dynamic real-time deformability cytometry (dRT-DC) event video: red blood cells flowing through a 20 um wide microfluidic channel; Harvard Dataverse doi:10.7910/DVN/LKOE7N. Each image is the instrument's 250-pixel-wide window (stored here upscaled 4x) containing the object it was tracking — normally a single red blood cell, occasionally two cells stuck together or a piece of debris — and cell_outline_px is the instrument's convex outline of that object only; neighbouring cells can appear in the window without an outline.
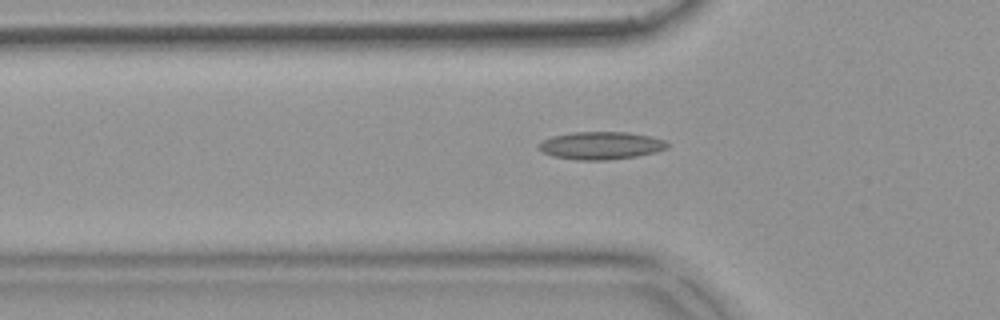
{"species": "common noctule bat (a hibernating species)", "species_latin": "Nyctalus noctula", "temperature_condition": "warm", "stored_images_in_passage": 54, "camera_frame_rate_fps": 3000, "um_per_image_px": 0.085, "animal": {"sex": "female", "body_mass_g": 18.4}, "frame": {"image": 1, "passage_image": 18, "time_ms": 5.667, "image_size_px": [1000, 320], "cell_outline_px": [[668, 148], [656, 152], [636, 156], [608, 160], [576, 160], [552, 156], [544, 152], [536, 144], [540, 140], [552, 136], [572, 132], [628, 132], [648, 136], [664, 140], [668, 144]], "centroid_in_image_um": [51.04, 12.37], "position_along_channel_um": 74.8, "area_um2": 20.81}}
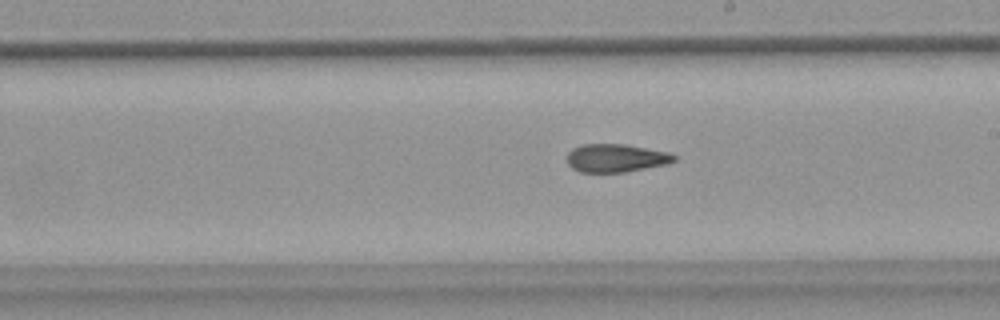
{"frame": {"image": 2, "passage_image": 31, "time_ms": 10.0, "image_size_px": [1000, 320], "cell_outline_px": [[676, 160], [668, 164], [624, 172], [580, 172], [572, 168], [568, 164], [568, 152], [572, 148], [580, 144], [624, 144], [668, 152], [676, 156]], "centroid_in_image_um": [52.34, 13.43], "position_along_channel_um": 236.7, "area_um2": 17.57}}
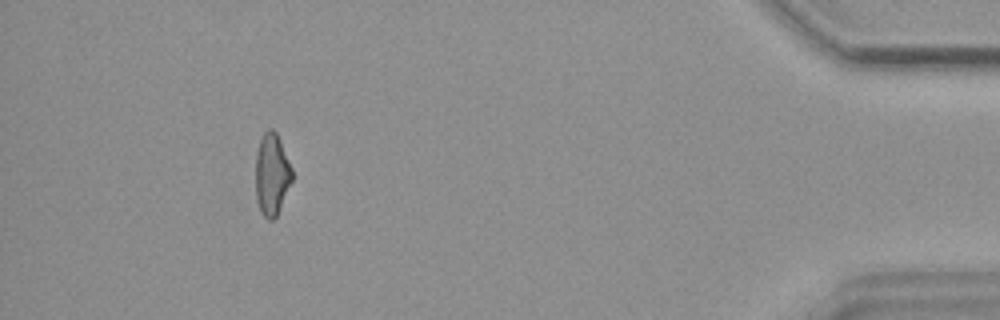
{"frame": {"image": 3, "passage_image": 50, "time_ms": 16.333, "image_size_px": [1000, 320], "cell_outline_px": [[292, 180], [276, 216], [272, 220], [268, 220], [264, 216], [260, 208], [256, 196], [256, 152], [260, 140], [264, 132], [268, 128], [272, 128], [276, 132], [280, 140], [292, 168]], "centroid_in_image_um": [23.1, 14.78], "position_along_channel_um": 412.1, "area_um2": 17.17}, "authors_computed_cell_mechanics": {"area_um2": 18.2937, "velocity_mm_per_s": 3.7366, "shape_relaxation_time_tau1_ms": null, "shape_relaxation_time_tau2_ms": 2.5368, "deformation_change_tau1": null, "deformation_change_tau2": 0.0981}}